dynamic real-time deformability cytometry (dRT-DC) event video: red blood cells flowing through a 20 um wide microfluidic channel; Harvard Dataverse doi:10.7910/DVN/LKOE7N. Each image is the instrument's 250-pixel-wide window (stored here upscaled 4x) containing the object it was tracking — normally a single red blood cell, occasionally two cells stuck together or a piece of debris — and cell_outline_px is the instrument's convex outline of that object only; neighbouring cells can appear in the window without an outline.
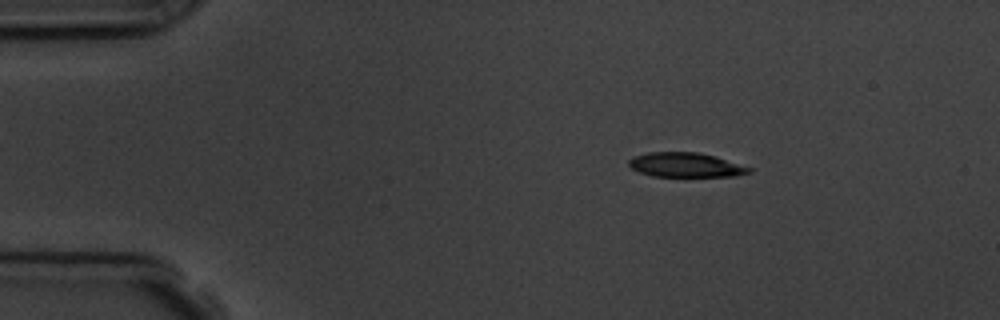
{"species": "common noctule bat (a hibernating species)", "species_latin": "Nyctalus noctula", "temperature_condition": "room temperature", "stored_images_in_passage": 3, "camera_frame_rate_fps": 3000, "um_per_image_px": 0.085, "animal": {"sex": "male", "body_mass_g": 19.5, "forearm_length_mm": 54.6}, "frame": {"image": 1, "passage_image": 2, "time_ms": 1.0, "image_size_px": [1000, 320], "cell_outline_px": [[752, 172], [736, 176], [652, 176], [640, 172], [632, 168], [628, 164], [628, 160], [632, 156], [648, 152], [696, 152], [716, 156], [752, 168]], "centroid_in_image_um": [58.28, 14.01], "position_along_channel_um": 26.7, "area_um2": 17.17}}